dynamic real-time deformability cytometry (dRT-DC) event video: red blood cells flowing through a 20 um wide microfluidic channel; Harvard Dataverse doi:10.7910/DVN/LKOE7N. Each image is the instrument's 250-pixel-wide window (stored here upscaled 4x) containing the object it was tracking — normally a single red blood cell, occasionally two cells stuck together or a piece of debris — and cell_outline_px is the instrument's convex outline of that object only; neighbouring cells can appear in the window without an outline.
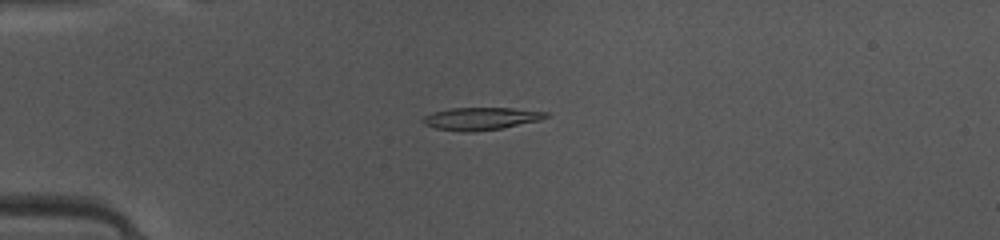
{"species": "common noctule bat (a hibernating species)", "species_latin": "Nyctalus noctula", "temperature_condition": "warm", "stored_images_in_passage": 32, "camera_frame_rate_fps": 3000, "um_per_image_px": 0.085, "animal": {"sex": "female", "body_mass_g": 10.0, "forearm_length_mm": 53.1}, "frame": {"image": 1, "passage_image": 3, "time_ms": 0.667, "image_size_px": [1000, 240], "cell_outline_px": [[548, 116], [540, 120], [500, 128], [472, 132], [464, 132], [436, 128], [424, 124], [420, 120], [424, 116], [432, 112], [452, 108], [512, 108], [548, 112]], "centroid_in_image_um": [40.84, 10.08], "position_along_channel_um": 44.2, "area_um2": 16.01}}
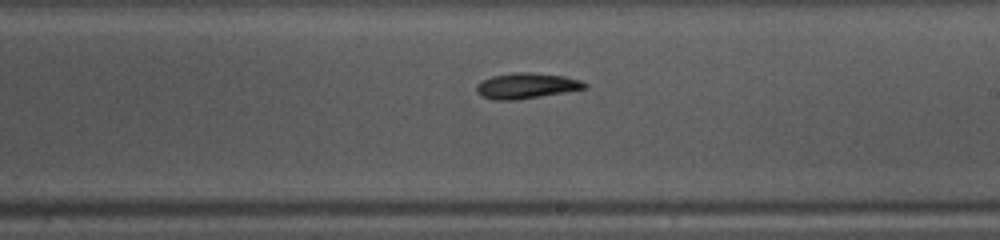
{"frame": {"image": 2, "passage_image": 19, "time_ms": 6.0, "image_size_px": [1000, 240], "cell_outline_px": [[588, 88], [516, 100], [492, 100], [480, 96], [476, 92], [476, 84], [492, 76], [516, 72], [528, 72], [564, 76], [580, 80], [588, 84]], "centroid_in_image_um": [44.72, 7.3], "position_along_channel_um": 244.3, "area_um2": 16.13}}
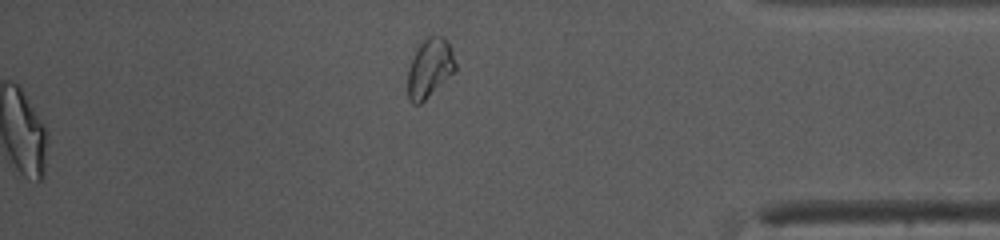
{"frame": {"image": 3, "passage_image": 32, "time_ms": 10.333, "image_size_px": [1000, 240], "cell_outline_px": [[456, 68], [420, 104], [412, 104], [408, 100], [408, 68], [416, 48], [428, 36], [444, 36], [448, 40], [456, 64]], "centroid_in_image_um": [36.49, 5.76], "position_along_channel_um": 398.7, "area_um2": 16.07}, "authors_computed_cell_mechanics": {"area_um2": 16.0973, "velocity_mm_per_s": 4.1387, "shape_relaxation_time_tau1_ms": 2.2396, "shape_relaxation_time_tau2_ms": null, "deformation_change_tau1": 0.1259, "deformation_change_tau2": null}}